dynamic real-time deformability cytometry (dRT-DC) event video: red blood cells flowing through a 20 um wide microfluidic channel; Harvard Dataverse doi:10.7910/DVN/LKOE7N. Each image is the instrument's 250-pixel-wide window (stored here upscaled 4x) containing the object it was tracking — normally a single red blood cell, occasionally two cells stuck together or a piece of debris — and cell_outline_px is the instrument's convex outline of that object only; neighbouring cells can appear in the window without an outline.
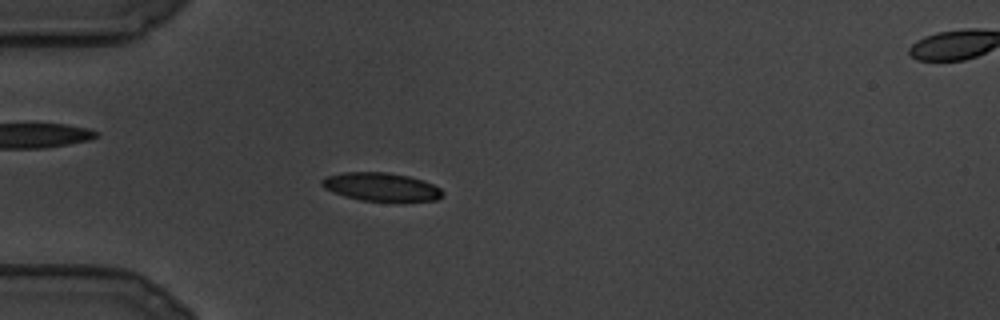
{"species": "common noctule bat (a hibernating species)", "species_latin": "Nyctalus noctula", "temperature_condition": "cold", "stored_images_in_passage": 81, "camera_frame_rate_fps": 3000, "um_per_image_px": 0.085, "animal": {"sex": "male", "body_mass_g": 19.5, "forearm_length_mm": 54.6}, "frame": {"image": 1, "passage_image": 5, "time_ms": 1.333, "image_size_px": [1000, 320], "cell_outline_px": [[444, 196], [436, 200], [360, 200], [344, 196], [332, 192], [324, 188], [320, 184], [320, 180], [324, 176], [344, 172], [384, 172], [408, 176], [424, 180], [440, 188], [444, 192]], "centroid_in_image_um": [32.35, 15.87], "position_along_channel_um": 52.6, "area_um2": 19.83}}
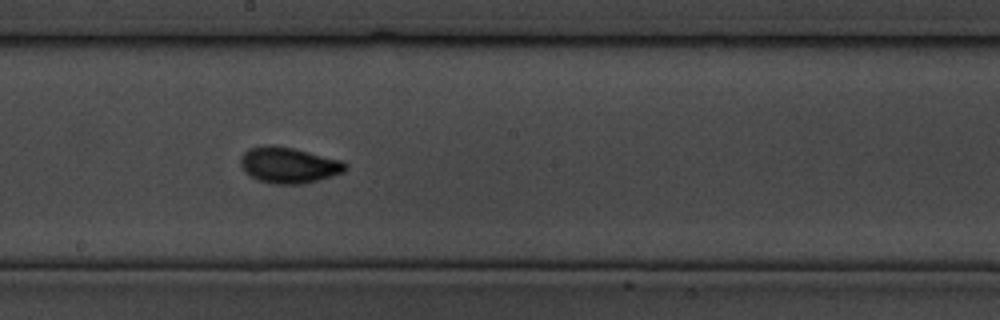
{"frame": {"image": 2, "passage_image": 34, "time_ms": 11.0, "image_size_px": [1000, 320], "cell_outline_px": [[348, 168], [344, 172], [316, 180], [300, 184], [276, 184], [260, 180], [252, 176], [240, 164], [240, 156], [248, 148], [264, 144], [272, 144], [292, 148], [340, 160], [348, 164]], "centroid_in_image_um": [24.53, 14.01], "position_along_channel_um": 223.7, "area_um2": 21.68}}
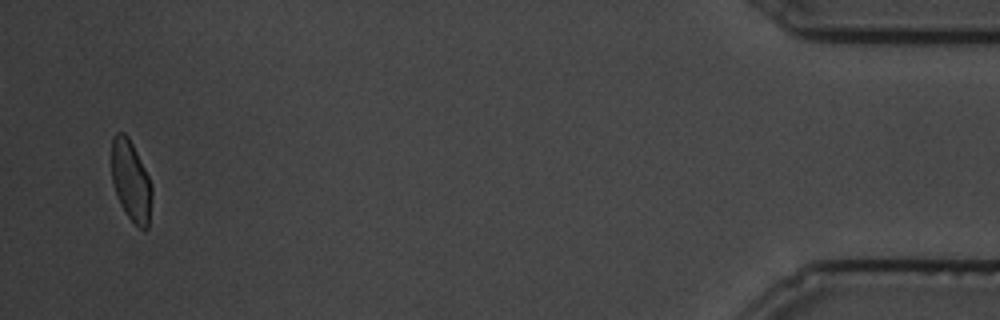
{"frame": {"image": 3, "passage_image": 78, "time_ms": 25.667, "image_size_px": [1000, 320], "cell_outline_px": [[152, 196], [148, 228], [144, 232], [124, 212], [120, 204], [112, 184], [112, 136], [116, 132], [124, 132], [128, 136], [152, 184]], "centroid_in_image_um": [11.13, 15.39], "position_along_channel_um": 424.1, "area_um2": 18.96}}